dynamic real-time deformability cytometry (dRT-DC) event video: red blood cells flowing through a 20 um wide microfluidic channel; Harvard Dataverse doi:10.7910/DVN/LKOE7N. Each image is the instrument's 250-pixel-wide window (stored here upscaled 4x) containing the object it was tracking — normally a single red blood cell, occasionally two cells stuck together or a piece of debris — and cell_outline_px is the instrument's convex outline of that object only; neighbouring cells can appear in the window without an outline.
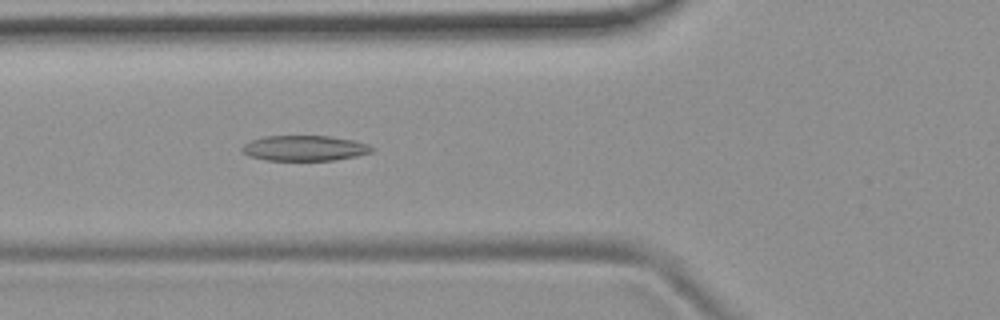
{"species": "common noctule bat (a hibernating species)", "species_latin": "Nyctalus noctula", "temperature_condition": "room temperature", "stored_images_in_passage": 5, "camera_frame_rate_fps": 3000, "um_per_image_px": 0.085, "animal": {"sex": "female", "body_mass_g": 19.9}, "frame": {"image": 1, "passage_image": 5, "time_ms": 5.333, "image_size_px": [1000, 320], "cell_outline_px": [[376, 148], [372, 152], [356, 156], [336, 160], [264, 160], [248, 156], [240, 152], [240, 148], [244, 144], [252, 140], [264, 136], [328, 136], [352, 140], [368, 144]], "centroid_in_image_um": [25.86, 12.6], "position_along_channel_um": 99.9, "area_um2": 19.31}}